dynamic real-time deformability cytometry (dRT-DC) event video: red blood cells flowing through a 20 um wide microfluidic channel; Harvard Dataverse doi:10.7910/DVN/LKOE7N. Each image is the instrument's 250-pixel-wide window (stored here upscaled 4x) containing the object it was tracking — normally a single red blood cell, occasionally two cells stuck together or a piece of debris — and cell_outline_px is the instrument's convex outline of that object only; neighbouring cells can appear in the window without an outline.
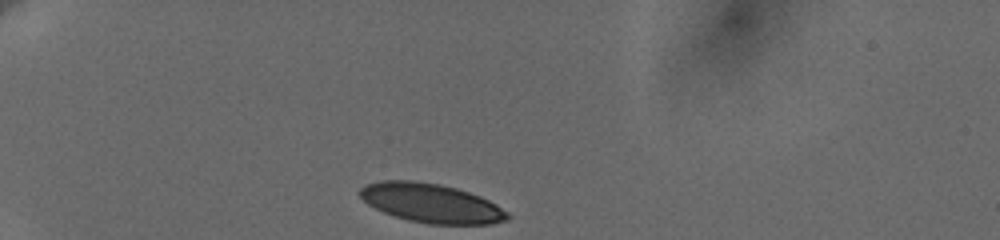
{"species": "human", "species_latin": "Homo sapiens", "temperature_condition": "cold", "stored_images_in_passage": 11, "camera_frame_rate_fps": 3000, "um_per_image_px": 0.085, "donor": {"sex": "female"}, "frame": {"image": 1, "passage_image": 1, "time_ms": 0.0, "image_size_px": [1000, 240], "cell_outline_px": [[512, 216], [508, 220], [492, 224], [428, 224], [408, 220], [392, 216], [368, 204], [360, 196], [360, 188], [364, 184], [380, 180], [416, 180], [440, 184], [456, 188], [480, 196], [496, 204], [508, 212]], "centroid_in_image_um": [36.66, 17.26], "position_along_channel_um": 48.3, "area_um2": 33.87}}
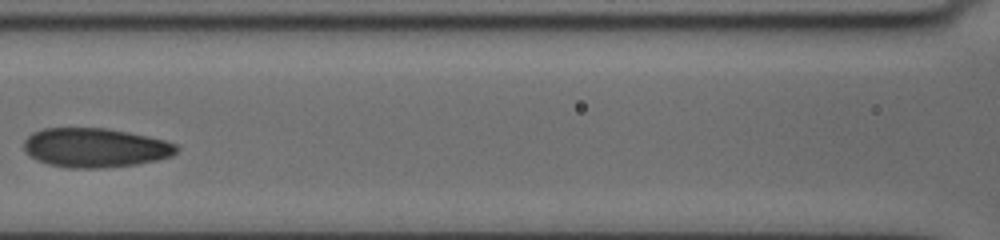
{"frame": {"image": 2, "passage_image": 7, "time_ms": 4.333, "image_size_px": [1000, 240], "cell_outline_px": [[180, 148], [172, 156], [156, 160], [136, 164], [104, 168], [68, 168], [48, 164], [36, 160], [24, 152], [24, 140], [32, 132], [44, 128], [104, 128], [128, 132], [164, 140], [176, 144]], "centroid_in_image_um": [8.06, 12.56], "position_along_channel_um": 158.5, "area_um2": 35.03}}
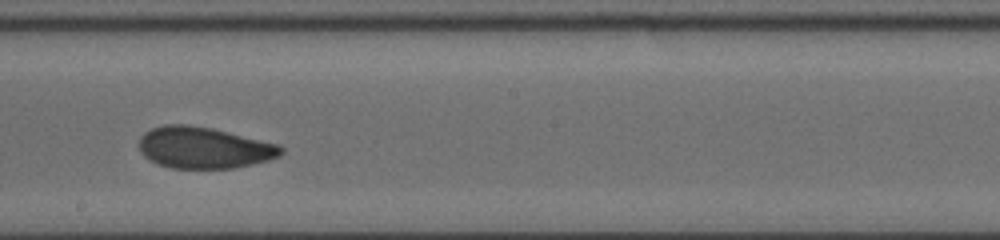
{"frame": {"image": 3, "passage_image": 10, "time_ms": 6.333, "image_size_px": [1000, 240], "cell_outline_px": [[284, 152], [280, 156], [268, 160], [252, 164], [232, 168], [172, 168], [156, 164], [148, 160], [140, 152], [140, 136], [144, 132], [152, 128], [164, 124], [188, 124], [212, 128], [280, 144], [284, 148]], "centroid_in_image_um": [17.33, 12.55], "position_along_channel_um": 230.9, "area_um2": 34.56}}